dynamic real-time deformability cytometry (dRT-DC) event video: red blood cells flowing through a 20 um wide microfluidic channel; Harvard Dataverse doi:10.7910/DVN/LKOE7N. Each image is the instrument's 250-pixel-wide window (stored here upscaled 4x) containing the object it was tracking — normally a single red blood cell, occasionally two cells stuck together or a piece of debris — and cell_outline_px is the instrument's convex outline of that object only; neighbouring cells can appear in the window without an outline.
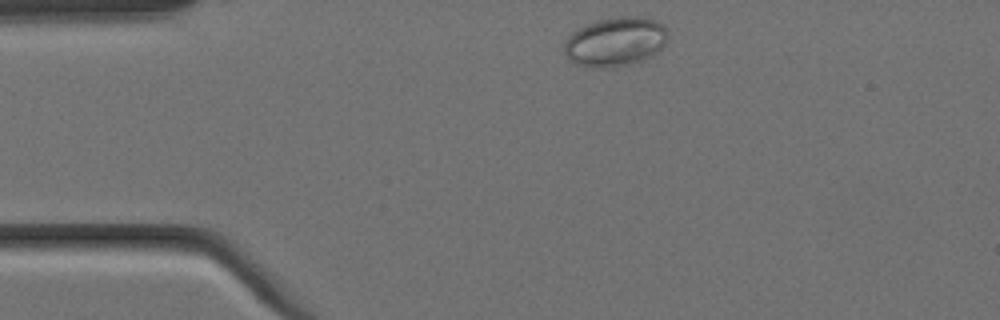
{"species": "Egyptian fruit bat (a non-hibernating species)", "species_latin": "Rousettus aegyptiacus", "temperature_condition": "cold", "stored_images_in_passage": 3, "camera_frame_rate_fps": 3000, "um_per_image_px": 0.085, "animal": {"sex": "female"}, "frame": {"image": 1, "passage_image": 1, "time_ms": 0.0, "image_size_px": [1000, 320], "cell_outline_px": [[668, 32], [664, 44], [652, 56], [632, 64], [604, 68], [592, 68], [576, 64], [568, 60], [564, 52], [564, 40], [572, 32], [588, 24], [600, 20], [624, 16], [632, 16], [652, 20], [664, 24]], "centroid_in_image_um": [52.27, 3.57], "position_along_channel_um": 32.7, "area_um2": 29.59}}
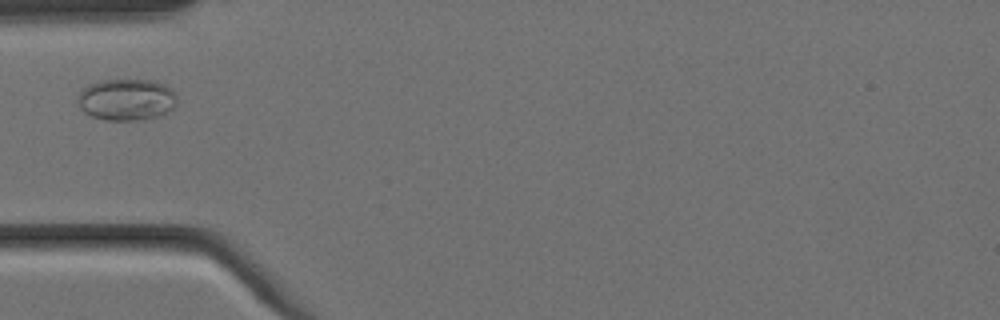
{"frame": {"image": 2, "passage_image": 3, "time_ms": 0.667, "image_size_px": [1000, 320], "cell_outline_px": [[176, 104], [172, 108], [156, 116], [136, 120], [104, 120], [92, 116], [84, 112], [80, 108], [80, 92], [88, 84], [104, 80], [148, 80], [164, 84], [176, 96]], "centroid_in_image_um": [10.73, 8.46], "position_along_channel_um": 74.3, "area_um2": 23.52}}